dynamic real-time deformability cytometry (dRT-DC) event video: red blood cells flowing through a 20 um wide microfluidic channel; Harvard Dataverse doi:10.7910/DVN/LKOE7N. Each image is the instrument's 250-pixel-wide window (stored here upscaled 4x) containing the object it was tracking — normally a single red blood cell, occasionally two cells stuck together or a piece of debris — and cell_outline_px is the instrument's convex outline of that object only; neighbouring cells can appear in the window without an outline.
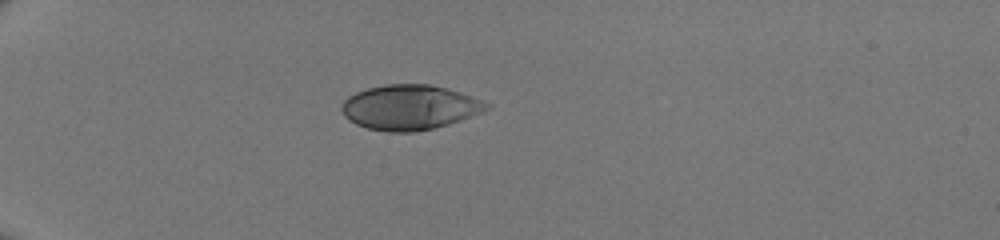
{"species": "human", "species_latin": "Homo sapiens", "temperature_condition": "room temperature", "stored_images_in_passage": 34, "camera_frame_rate_fps": 3000, "um_per_image_px": 0.085, "donor": {"sex": "male"}, "frame": {"image": 1, "passage_image": 1, "time_ms": 0.0, "image_size_px": [1000, 240], "cell_outline_px": [[492, 108], [484, 112], [448, 124], [416, 132], [388, 132], [368, 128], [356, 124], [348, 120], [344, 116], [340, 108], [344, 100], [348, 96], [356, 92], [368, 88], [384, 84], [428, 84], [460, 92], [492, 104]], "centroid_in_image_um": [34.82, 9.13], "position_along_channel_um": 50.2, "area_um2": 38.03}}
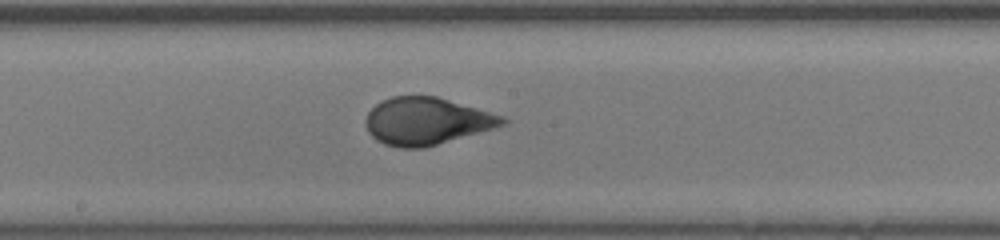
{"frame": {"image": 2, "passage_image": 15, "time_ms": 4.667, "image_size_px": [1000, 240], "cell_outline_px": [[508, 120], [504, 124], [492, 128], [424, 148], [400, 148], [384, 144], [376, 140], [368, 132], [364, 124], [364, 120], [368, 112], [380, 100], [392, 96], [436, 96], [504, 116]], "centroid_in_image_um": [36.19, 10.29], "position_along_channel_um": 212.0, "area_um2": 37.51}}
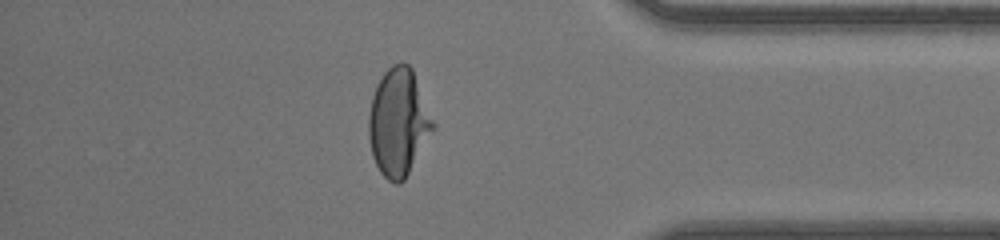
{"frame": {"image": 3, "passage_image": 29, "time_ms": 9.333, "image_size_px": [1000, 240], "cell_outline_px": [[436, 128], [404, 180], [400, 184], [396, 184], [388, 180], [380, 172], [372, 156], [368, 136], [368, 116], [372, 96], [376, 84], [384, 72], [392, 64], [408, 64], [412, 68], [436, 124]], "centroid_in_image_um": [33.87, 10.41], "position_along_channel_um": 401.3, "area_um2": 40.52}}